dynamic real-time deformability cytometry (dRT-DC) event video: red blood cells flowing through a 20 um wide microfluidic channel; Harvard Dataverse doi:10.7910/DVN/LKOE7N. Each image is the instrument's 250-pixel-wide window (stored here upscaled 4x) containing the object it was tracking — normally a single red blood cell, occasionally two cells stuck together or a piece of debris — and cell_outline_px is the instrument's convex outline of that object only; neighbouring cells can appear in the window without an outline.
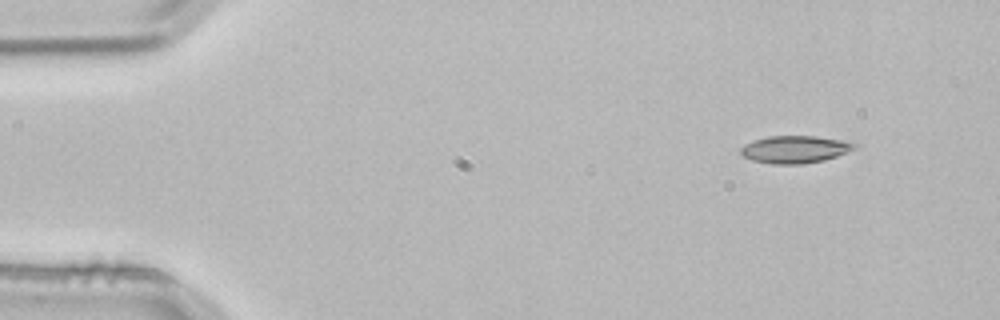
{"species": "common noctule bat (a hibernating species)", "species_latin": "Nyctalus noctula", "temperature_condition": "room temperature", "stored_images_in_passage": 2, "camera_frame_rate_fps": 3000, "um_per_image_px": 0.085, "animal": {"sex": "male", "body_mass_g": 21.5, "forearm_length_mm": 52.0}, "frame": {"image": 1, "passage_image": 1, "time_ms": 0.0, "image_size_px": [1000, 320], "cell_outline_px": [[856, 148], [836, 156], [824, 160], [800, 164], [772, 164], [752, 160], [744, 156], [740, 152], [740, 148], [744, 144], [752, 140], [768, 136], [816, 136], [844, 140], [856, 144]], "centroid_in_image_um": [67.54, 12.69], "position_along_channel_um": 17.5, "area_um2": 18.15}}
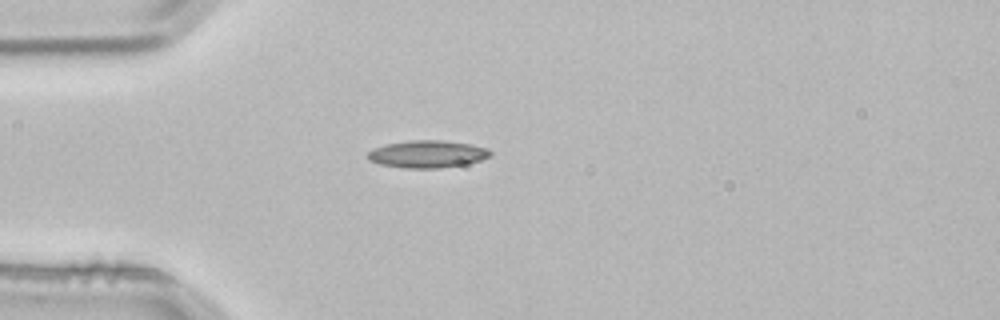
{"frame": {"image": 2, "passage_image": 2, "time_ms": 0.333, "image_size_px": [1000, 320], "cell_outline_px": [[492, 152], [488, 156], [480, 160], [464, 164], [440, 168], [408, 168], [380, 164], [368, 160], [368, 152], [376, 148], [388, 144], [412, 140], [440, 140], [468, 144], [488, 148]], "centroid_in_image_um": [36.33, 13.1], "position_along_channel_um": 48.7, "area_um2": 19.13}}